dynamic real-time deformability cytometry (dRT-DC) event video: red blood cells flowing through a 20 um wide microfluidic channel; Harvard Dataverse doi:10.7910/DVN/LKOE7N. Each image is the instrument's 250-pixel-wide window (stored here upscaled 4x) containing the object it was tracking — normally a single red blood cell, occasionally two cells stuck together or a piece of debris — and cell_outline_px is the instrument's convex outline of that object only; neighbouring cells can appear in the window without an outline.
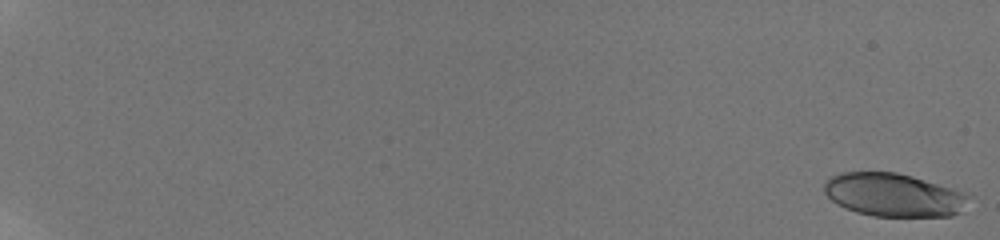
{"species": "human", "species_latin": "Homo sapiens", "temperature_condition": "room temperature", "stored_images_in_passage": 44, "camera_frame_rate_fps": 3000, "um_per_image_px": 0.085, "donor": {"sex": "male"}, "frame": {"image": 1, "passage_image": 1, "time_ms": 0.0, "image_size_px": [1000, 240], "cell_outline_px": [[972, 196], [960, 212], [952, 216], [872, 216], [856, 212], [844, 208], [836, 204], [824, 192], [824, 184], [832, 176], [844, 172], [896, 172], [912, 176], [972, 192]], "centroid_in_image_um": [76.04, 16.57], "position_along_channel_um": 9.0, "area_um2": 36.93}}
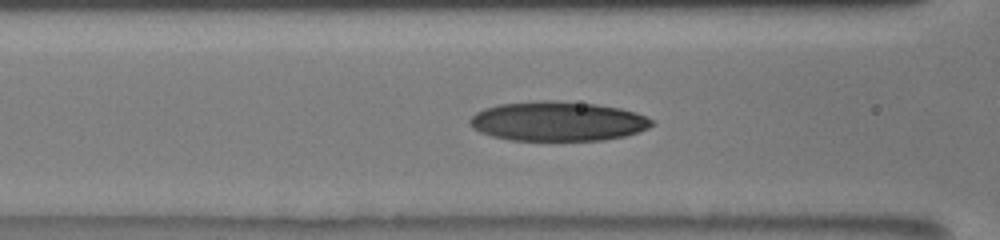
{"frame": {"image": 2, "passage_image": 21, "time_ms": 9.333, "image_size_px": [1000, 240], "cell_outline_px": [[656, 124], [648, 128], [624, 136], [604, 140], [512, 140], [492, 136], [480, 132], [472, 128], [468, 124], [468, 120], [476, 112], [484, 108], [500, 104], [544, 100], [552, 100], [596, 104], [620, 108], [636, 112], [648, 116]], "centroid_in_image_um": [47.41, 10.3], "position_along_channel_um": 119.2, "area_um2": 42.02}}
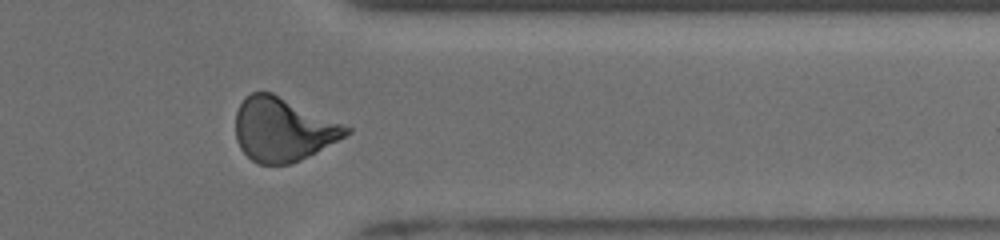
{"frame": {"image": 3, "passage_image": 39, "time_ms": 16.333, "image_size_px": [1000, 240], "cell_outline_px": [[352, 132], [316, 152], [300, 160], [288, 164], [256, 164], [240, 148], [236, 140], [236, 112], [244, 96], [252, 92], [272, 92], [352, 128]], "centroid_in_image_um": [24.02, 11.0], "position_along_channel_um": 387.4, "area_um2": 40.81}, "authors_computed_cell_mechanics": {"area_um2": 39.9976, "velocity_mm_per_s": 3.8571, "shape_relaxation_time_tau1_ms": 5.19, "shape_relaxation_time_tau2_ms": 1.6035, "deformation_change_tau1": 0.1965, "deformation_change_tau2": 0.0843}}